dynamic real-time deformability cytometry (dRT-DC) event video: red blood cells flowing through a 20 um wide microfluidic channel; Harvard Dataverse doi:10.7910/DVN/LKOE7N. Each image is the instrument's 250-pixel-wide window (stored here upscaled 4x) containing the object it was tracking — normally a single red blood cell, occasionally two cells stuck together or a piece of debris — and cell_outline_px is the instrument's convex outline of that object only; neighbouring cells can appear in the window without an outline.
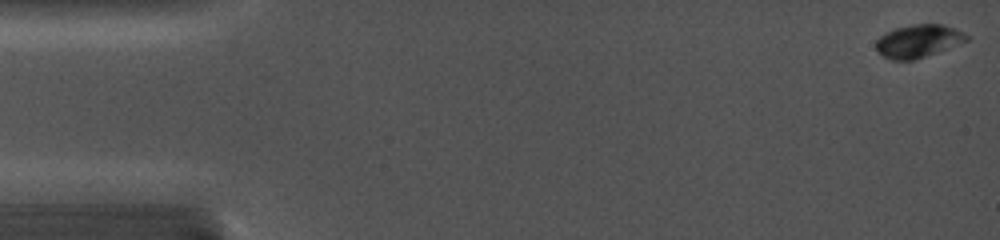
{"species": "common noctule bat (a hibernating species)", "species_latin": "Nyctalus noctula", "temperature_condition": "cold", "stored_images_in_passage": 42, "camera_frame_rate_fps": 5000, "um_per_image_px": 0.085, "animal": {"sex": "female", "body_mass_g": 19.0, "forearm_length_mm": 56.7}, "frame": {"image": 1, "passage_image": 1, "time_ms": 0.0, "image_size_px": [1000, 240], "cell_outline_px": [[968, 40], [936, 52], [912, 60], [892, 60], [884, 56], [876, 48], [876, 40], [880, 36], [896, 28], [912, 24], [940, 24], [964, 32], [968, 36]], "centroid_in_image_um": [78.04, 3.48], "position_along_channel_um": 7.0, "area_um2": 16.88}}
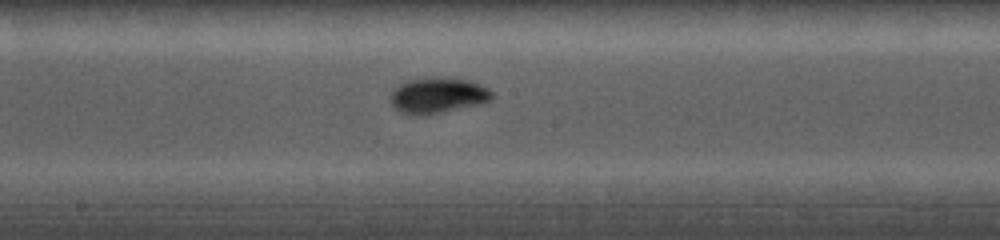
{"frame": {"image": 2, "passage_image": 24, "time_ms": 8.6, "image_size_px": [1000, 240], "cell_outline_px": [[492, 100], [476, 104], [440, 112], [416, 116], [400, 112], [392, 104], [388, 96], [400, 84], [408, 80], [468, 80], [480, 84], [488, 88], [492, 92]], "centroid_in_image_um": [37.18, 8.15], "position_along_channel_um": 211.0, "area_um2": 20.06}}
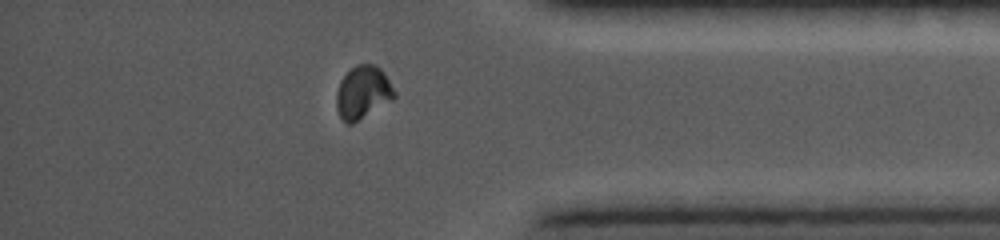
{"frame": {"image": 3, "passage_image": 37, "time_ms": 13.6, "image_size_px": [1000, 240], "cell_outline_px": [[396, 96], [392, 100], [352, 124], [348, 124], [340, 116], [336, 108], [336, 92], [340, 80], [356, 64], [376, 64], [380, 68], [396, 92]], "centroid_in_image_um": [30.83, 7.85], "position_along_channel_um": 404.4, "area_um2": 17.74}}